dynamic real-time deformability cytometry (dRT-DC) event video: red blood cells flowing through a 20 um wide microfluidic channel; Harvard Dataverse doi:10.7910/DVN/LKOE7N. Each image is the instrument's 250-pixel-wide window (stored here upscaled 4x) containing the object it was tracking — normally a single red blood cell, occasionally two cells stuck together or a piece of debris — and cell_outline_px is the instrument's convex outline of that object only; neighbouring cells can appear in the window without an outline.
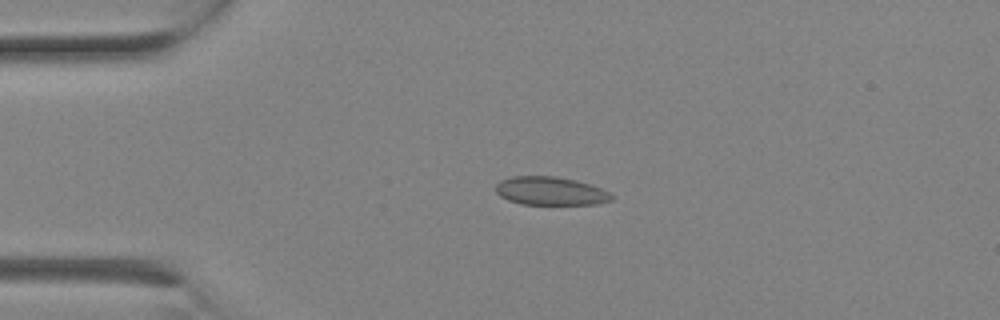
{"species": "Egyptian fruit bat (a non-hibernating species)", "species_latin": "Rousettus aegyptiacus", "temperature_condition": "room temperature", "stored_images_in_passage": 1, "camera_frame_rate_fps": 3000, "um_per_image_px": 0.085, "animal": {"sex": "female"}, "frame": {"image": 1, "passage_image": 1, "time_ms": 0.0, "image_size_px": [1000, 320], "cell_outline_px": [[616, 196], [612, 200], [596, 204], [520, 204], [508, 200], [500, 196], [496, 192], [496, 184], [500, 180], [512, 176], [556, 176], [576, 180], [592, 184]], "centroid_in_image_um": [46.8, 16.23], "position_along_channel_um": 38.2, "area_um2": 19.31}}